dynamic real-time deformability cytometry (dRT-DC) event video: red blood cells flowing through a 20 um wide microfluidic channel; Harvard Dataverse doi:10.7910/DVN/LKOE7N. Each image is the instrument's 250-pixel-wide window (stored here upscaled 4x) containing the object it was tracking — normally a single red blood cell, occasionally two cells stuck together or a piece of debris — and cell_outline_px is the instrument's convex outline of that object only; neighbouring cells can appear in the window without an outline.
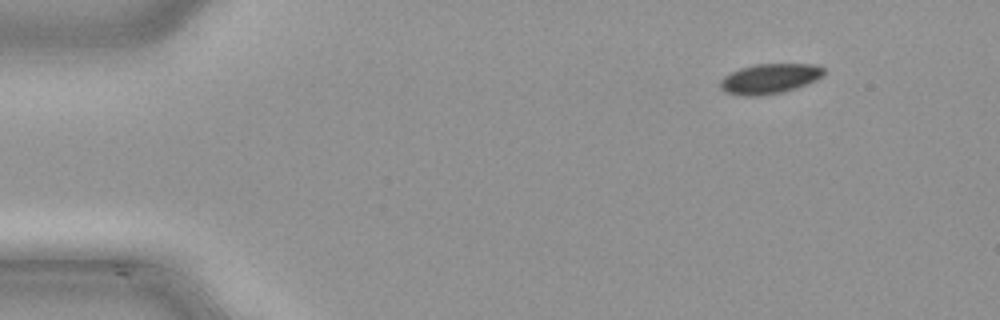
{"species": "common noctule bat (a hibernating species)", "species_latin": "Nyctalus noctula", "temperature_condition": "cold", "stored_images_in_passage": 44, "camera_frame_rate_fps": 3000, "um_per_image_px": 0.085, "animal": {"sex": "male", "body_mass_g": 21.5, "forearm_length_mm": 52.0}, "frame": {"image": 1, "passage_image": 1, "time_ms": 0.0, "image_size_px": [1000, 320], "cell_outline_px": [[824, 76], [816, 80], [796, 88], [784, 92], [760, 96], [744, 96], [724, 92], [720, 88], [720, 80], [724, 76], [740, 68], [756, 64], [816, 64], [824, 68]], "centroid_in_image_um": [65.42, 6.69], "position_along_channel_um": 19.6, "area_um2": 18.26}}
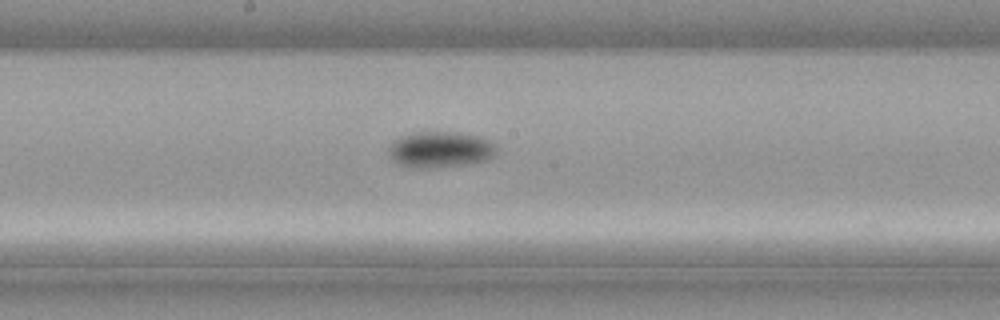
{"frame": {"image": 2, "passage_image": 21, "time_ms": 6.667, "image_size_px": [1000, 320], "cell_outline_px": [[496, 152], [488, 160], [464, 164], [432, 168], [412, 168], [396, 164], [388, 156], [388, 148], [392, 140], [400, 136], [412, 132], [456, 132], [480, 136], [496, 144]], "centroid_in_image_um": [37.36, 12.71], "position_along_channel_um": 210.8, "area_um2": 23.06}}
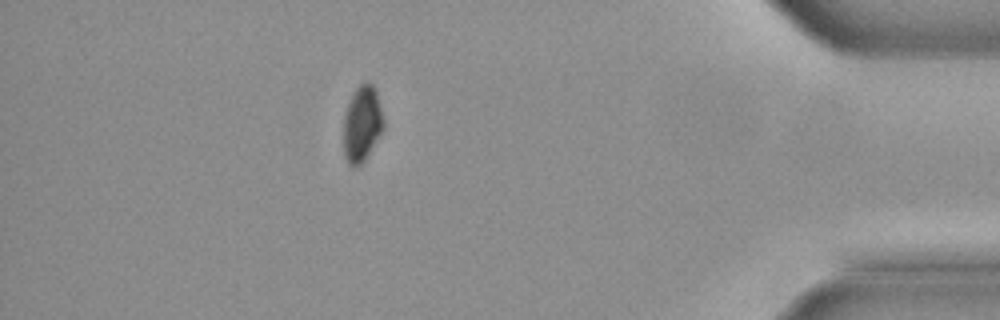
{"frame": {"image": 3, "passage_image": 38, "time_ms": 12.333, "image_size_px": [1000, 320], "cell_outline_px": [[384, 128], [380, 136], [368, 156], [360, 168], [352, 168], [348, 164], [344, 156], [344, 116], [348, 104], [356, 88], [364, 80], [368, 80], [376, 88], [384, 120]], "centroid_in_image_um": [30.79, 10.56], "position_along_channel_um": 404.4, "area_um2": 18.21}}